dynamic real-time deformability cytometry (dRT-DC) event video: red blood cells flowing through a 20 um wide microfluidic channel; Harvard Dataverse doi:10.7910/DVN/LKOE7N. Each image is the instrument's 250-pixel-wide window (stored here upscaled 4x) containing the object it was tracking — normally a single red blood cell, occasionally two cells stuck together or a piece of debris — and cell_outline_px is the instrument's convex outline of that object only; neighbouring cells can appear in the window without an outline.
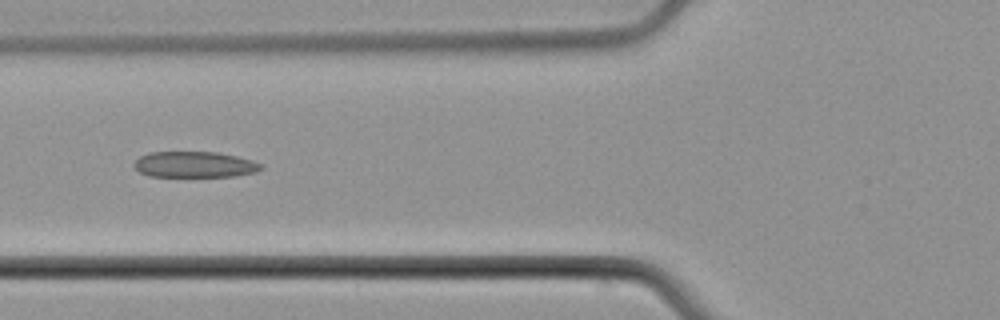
{"species": "common noctule bat (a hibernating species)", "species_latin": "Nyctalus noctula", "temperature_condition": "cold", "stored_images_in_passage": 8, "camera_frame_rate_fps": 3000, "um_per_image_px": 0.085, "animal": {"sex": "male", "body_mass_g": 21.5, "forearm_length_mm": 52.0}, "frame": {"image": 1, "passage_image": 6, "time_ms": 7.0, "image_size_px": [1000, 320], "cell_outline_px": [[264, 168], [256, 172], [236, 176], [148, 176], [140, 172], [132, 164], [140, 156], [148, 152], [216, 152], [236, 156], [252, 160], [264, 164]], "centroid_in_image_um": [16.57, 13.98], "position_along_channel_um": 109.2, "area_um2": 19.25}}
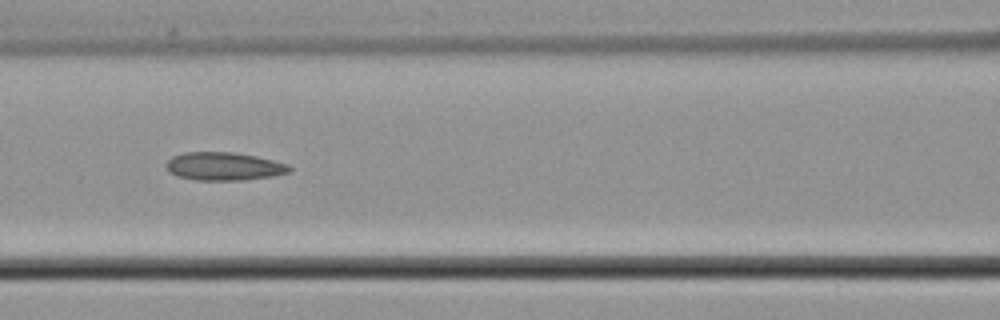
{"frame": {"image": 2, "passage_image": 7, "time_ms": 8.0, "image_size_px": [1000, 320], "cell_outline_px": [[292, 168], [288, 172], [272, 176], [244, 180], [196, 180], [176, 176], [168, 172], [164, 164], [172, 156], [184, 152], [232, 152], [256, 156], [272, 160], [284, 164]], "centroid_in_image_um": [18.95, 14.14], "position_along_channel_um": 147.7, "area_um2": 20.17}}
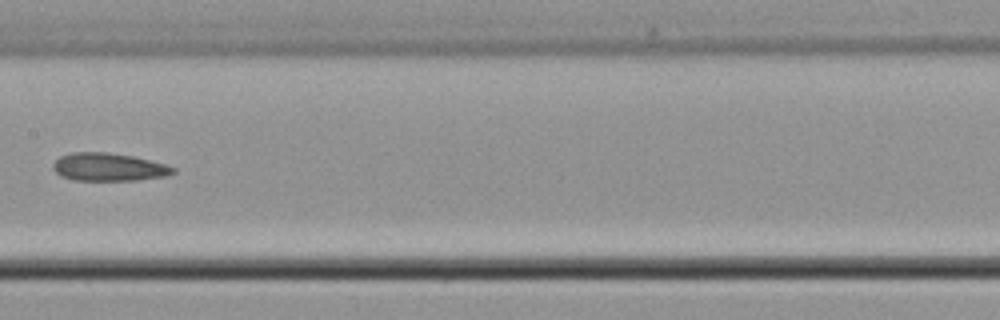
{"frame": {"image": 3, "passage_image": 8, "time_ms": 9.333, "image_size_px": [1000, 320], "cell_outline_px": [[176, 172], [168, 176], [136, 180], [72, 180], [60, 176], [52, 168], [52, 164], [60, 156], [72, 152], [108, 152], [132, 156], [164, 164], [176, 168]], "centroid_in_image_um": [9.22, 14.2], "position_along_channel_um": 198.2, "area_um2": 19.59}}